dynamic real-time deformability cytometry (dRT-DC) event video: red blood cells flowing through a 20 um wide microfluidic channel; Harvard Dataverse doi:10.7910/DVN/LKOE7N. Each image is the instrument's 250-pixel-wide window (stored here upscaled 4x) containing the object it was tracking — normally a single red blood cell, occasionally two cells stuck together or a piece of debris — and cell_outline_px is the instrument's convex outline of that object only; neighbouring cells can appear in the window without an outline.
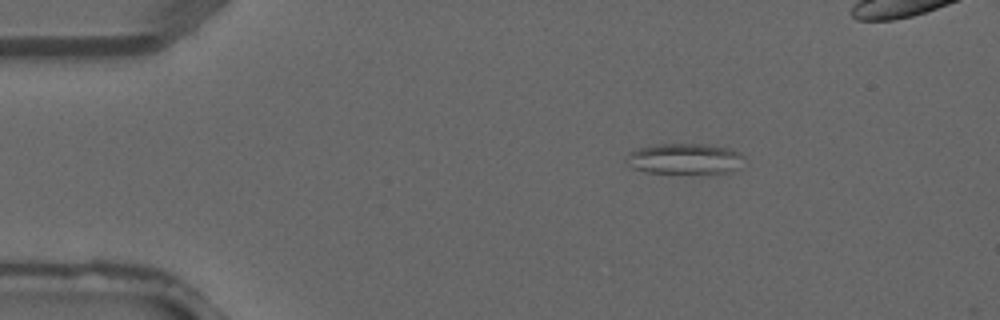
{"species": "common noctule bat (a hibernating species)", "species_latin": "Nyctalus noctula", "temperature_condition": "warm", "stored_images_in_passage": 4, "camera_frame_rate_fps": 3000, "um_per_image_px": 0.085, "animal": {"sex": "male", "forearm_length_mm": 52.5}, "frame": {"image": 1, "passage_image": 2, "time_ms": 0.333, "image_size_px": [1000, 320], "cell_outline_px": [[744, 156], [740, 168], [728, 172], [644, 172], [632, 168], [624, 160], [632, 152], [640, 148], [652, 144], [704, 144], [728, 148]], "centroid_in_image_um": [58.18, 13.49], "position_along_channel_um": 26.8, "area_um2": 20.69}}